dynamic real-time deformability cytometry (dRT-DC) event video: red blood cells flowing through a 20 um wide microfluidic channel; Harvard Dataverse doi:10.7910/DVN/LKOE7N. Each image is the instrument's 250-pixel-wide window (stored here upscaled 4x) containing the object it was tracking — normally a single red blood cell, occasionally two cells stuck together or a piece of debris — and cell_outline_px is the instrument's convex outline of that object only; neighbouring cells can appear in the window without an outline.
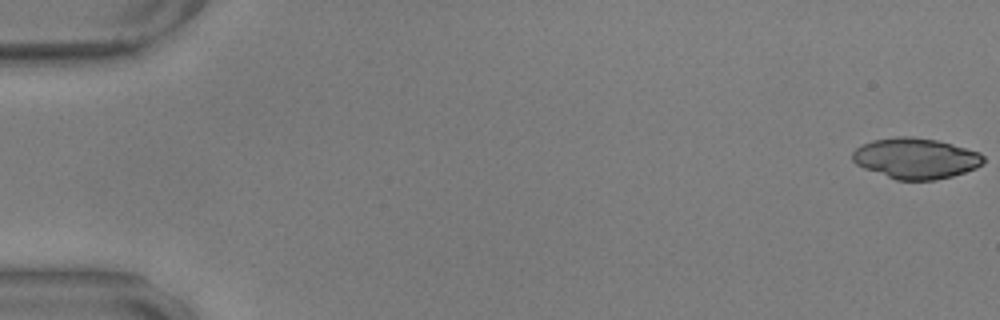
{"species": "common noctule bat (a hibernating species)", "species_latin": "Nyctalus noctula", "temperature_condition": "warm", "stored_images_in_passage": 57, "camera_frame_rate_fps": 3000, "um_per_image_px": 0.085, "animal": {"sex": "male", "body_mass_g": 17.9, "forearm_length_mm": 54.2}, "frame": {"image": 1, "passage_image": 1, "time_ms": 0.0, "image_size_px": [1000, 320], "cell_outline_px": [[984, 164], [976, 168], [952, 176], [936, 180], [896, 180], [864, 168], [856, 164], [852, 160], [852, 152], [856, 148], [872, 140], [896, 136], [912, 136], [936, 140], [952, 144], [980, 152], [984, 156]], "centroid_in_image_um": [77.84, 13.46], "position_along_channel_um": 7.2, "area_um2": 31.15}}